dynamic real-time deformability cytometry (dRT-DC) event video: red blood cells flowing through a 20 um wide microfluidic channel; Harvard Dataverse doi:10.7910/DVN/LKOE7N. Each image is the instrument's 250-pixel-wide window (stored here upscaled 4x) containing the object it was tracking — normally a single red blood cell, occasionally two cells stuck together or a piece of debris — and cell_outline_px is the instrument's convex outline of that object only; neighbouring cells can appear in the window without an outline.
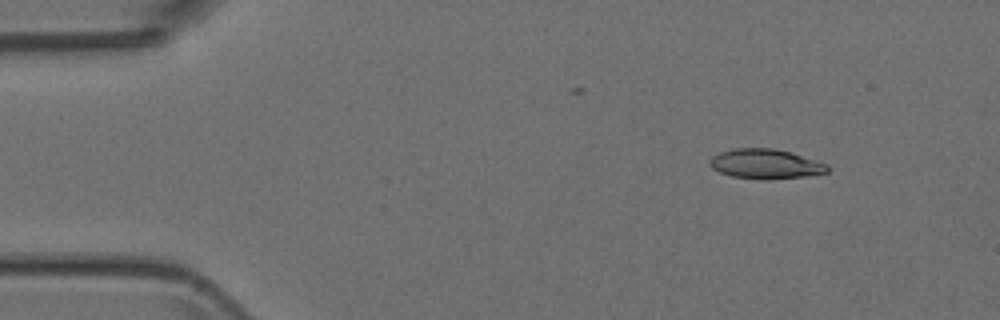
{"species": "Egyptian fruit bat (a non-hibernating species)", "species_latin": "Rousettus aegyptiacus", "temperature_condition": "room temperature", "stored_images_in_passage": 46, "camera_frame_rate_fps": 3000, "um_per_image_px": 0.085, "animal": {"sex": "female"}, "frame": {"image": 1, "passage_image": 1, "time_ms": 0.0, "image_size_px": [1000, 320], "cell_outline_px": [[828, 172], [804, 176], [768, 180], [760, 180], [732, 176], [720, 172], [712, 168], [708, 164], [708, 160], [712, 156], [720, 152], [732, 148], [772, 148], [792, 152], [828, 164]], "centroid_in_image_um": [65.04, 13.93], "position_along_channel_um": 20.0, "area_um2": 20.58}}
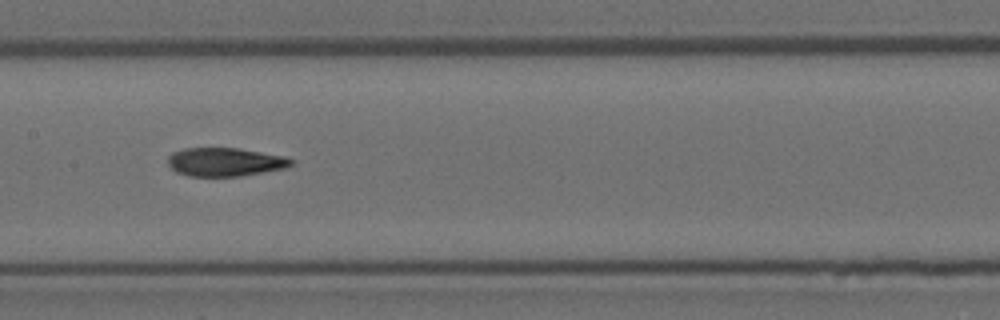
{"frame": {"image": 2, "passage_image": 20, "time_ms": 6.333, "image_size_px": [1000, 320], "cell_outline_px": [[296, 160], [292, 164], [284, 168], [264, 172], [240, 176], [188, 176], [176, 172], [168, 164], [168, 156], [172, 152], [184, 148], [240, 148], [284, 156]], "centroid_in_image_um": [19.13, 13.76], "position_along_channel_um": 188.3, "area_um2": 20.58}}
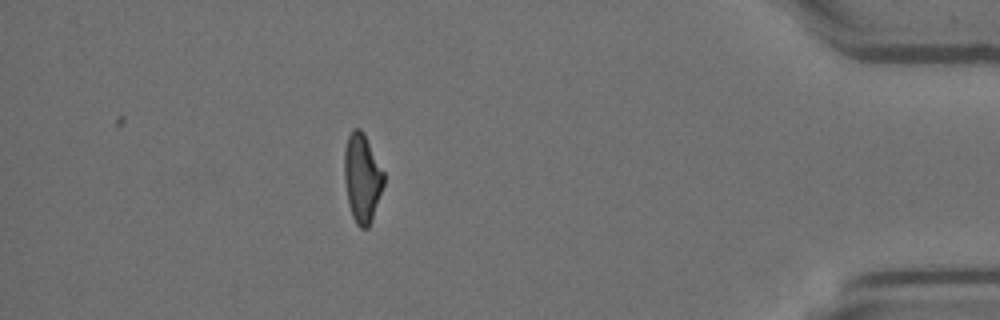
{"frame": {"image": 3, "passage_image": 40, "time_ms": 13.0, "image_size_px": [1000, 320], "cell_outline_px": [[384, 184], [372, 220], [368, 228], [360, 228], [356, 224], [352, 216], [348, 204], [344, 180], [344, 148], [348, 136], [352, 128], [360, 128], [364, 132], [384, 172]], "centroid_in_image_um": [30.77, 15.11], "position_along_channel_um": 404.4, "area_um2": 20.63}}